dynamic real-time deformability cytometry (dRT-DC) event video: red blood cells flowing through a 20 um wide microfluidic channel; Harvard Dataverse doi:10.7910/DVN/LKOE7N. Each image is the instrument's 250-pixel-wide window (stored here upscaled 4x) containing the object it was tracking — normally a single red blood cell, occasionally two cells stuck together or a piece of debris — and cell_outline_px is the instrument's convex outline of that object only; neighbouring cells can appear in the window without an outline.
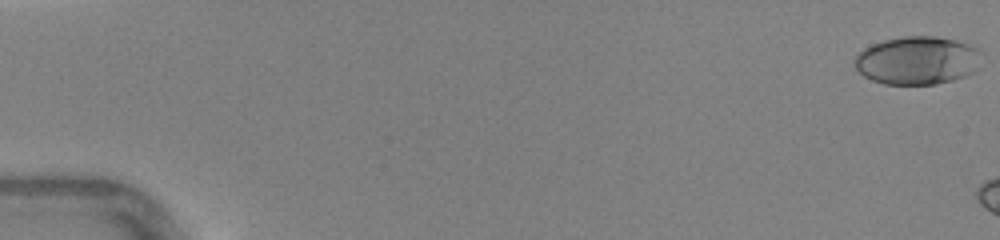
{"species": "human", "species_latin": "Homo sapiens", "temperature_condition": "warm", "stored_images_in_passage": 7, "camera_frame_rate_fps": 3000, "um_per_image_px": 0.085, "donor": {"sex": "female"}, "frame": {"image": 1, "passage_image": 1, "time_ms": 0.0, "image_size_px": [1000, 240], "cell_outline_px": [[980, 68], [964, 76], [952, 80], [936, 84], [884, 84], [872, 80], [864, 76], [856, 68], [856, 56], [864, 48], [872, 44], [884, 40], [904, 36], [936, 36], [956, 40], [968, 44], [976, 48], [980, 52]], "centroid_in_image_um": [78.0, 5.13], "position_along_channel_um": 7.0, "area_um2": 35.55}}